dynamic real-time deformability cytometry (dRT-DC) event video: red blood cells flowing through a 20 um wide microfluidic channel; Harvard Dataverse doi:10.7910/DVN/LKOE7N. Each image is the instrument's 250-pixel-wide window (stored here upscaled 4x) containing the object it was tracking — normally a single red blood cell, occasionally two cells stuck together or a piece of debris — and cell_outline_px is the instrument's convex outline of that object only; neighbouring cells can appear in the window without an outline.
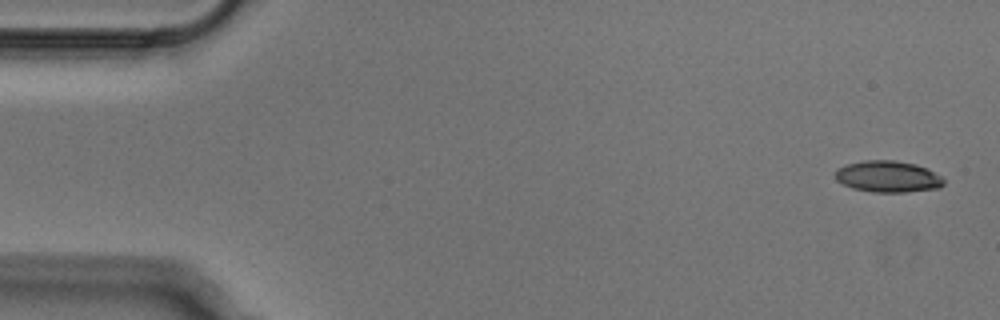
{"species": "Egyptian fruit bat (a non-hibernating species)", "species_latin": "Rousettus aegyptiacus", "temperature_condition": "cold", "stored_images_in_passage": 51, "camera_frame_rate_fps": 3000, "um_per_image_px": 0.085, "animal": {"sex": "male"}, "frame": {"image": 1, "passage_image": 1, "time_ms": 0.0, "image_size_px": [1000, 320], "cell_outline_px": [[944, 184], [940, 188], [904, 192], [872, 192], [852, 188], [836, 180], [836, 168], [848, 164], [864, 160], [896, 160], [916, 164], [928, 168], [940, 176], [944, 180]], "centroid_in_image_um": [75.49, 15.0], "position_along_channel_um": 9.5, "area_um2": 19.94}}
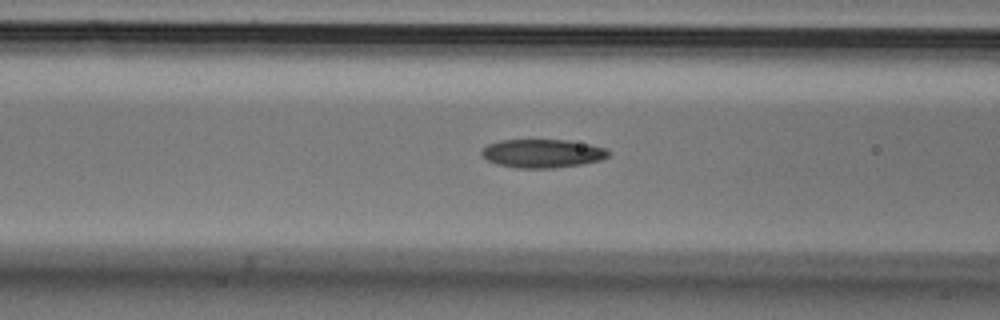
{"frame": {"image": 2, "passage_image": 19, "time_ms": 6.0, "image_size_px": [1000, 320], "cell_outline_px": [[612, 152], [608, 156], [600, 160], [580, 164], [552, 168], [516, 168], [496, 164], [488, 160], [480, 152], [488, 144], [500, 140], [568, 140], [588, 144], [604, 148]], "centroid_in_image_um": [46.1, 13.04], "position_along_channel_um": 120.5, "area_um2": 20.92}}
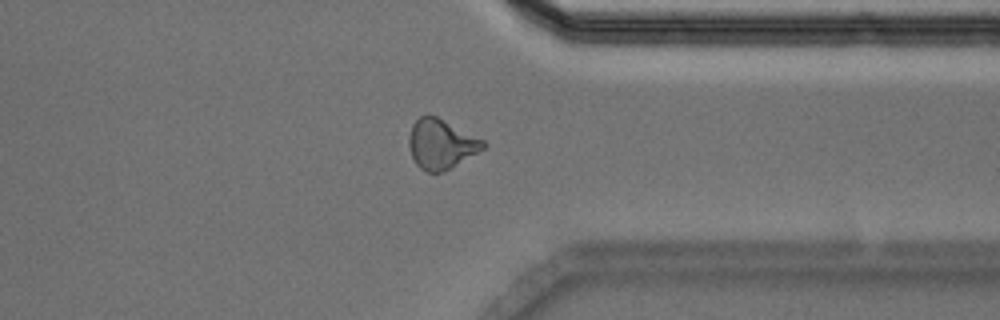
{"frame": {"image": 3, "passage_image": 39, "time_ms": 12.667, "image_size_px": [1000, 320], "cell_outline_px": [[488, 144], [484, 148], [444, 172], [428, 172], [420, 168], [416, 164], [412, 156], [408, 144], [408, 136], [412, 124], [420, 116], [428, 112], [484, 140]], "centroid_in_image_um": [37.46, 12.22], "position_along_channel_um": 373.9, "area_um2": 21.56}}